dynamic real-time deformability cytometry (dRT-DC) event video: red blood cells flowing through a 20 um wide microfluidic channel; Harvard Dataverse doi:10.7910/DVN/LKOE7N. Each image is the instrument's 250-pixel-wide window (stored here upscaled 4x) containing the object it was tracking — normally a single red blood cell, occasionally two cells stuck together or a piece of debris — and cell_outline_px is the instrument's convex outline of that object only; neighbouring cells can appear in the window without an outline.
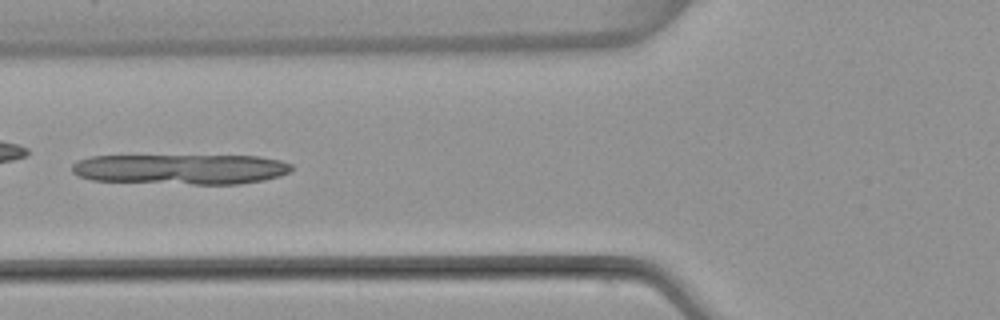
{"species": "common noctule bat (a hibernating species)", "species_latin": "Nyctalus noctula", "temperature_condition": "warm", "stored_images_in_passage": 5, "camera_frame_rate_fps": 3000, "um_per_image_px": 0.085, "animal": {"sex": "female", "body_mass_g": 22.7, "forearm_length_mm": 54.2}, "frame": {"image": 1, "passage_image": 5, "time_ms": 5.667, "image_size_px": [1000, 320], "cell_outline_px": [[292, 168], [288, 172], [280, 176], [264, 180], [240, 184], [192, 184], [92, 180], [80, 176], [72, 172], [72, 164], [76, 160], [88, 156], [260, 156], [280, 160], [292, 164]], "centroid_in_image_um": [15.38, 14.37], "position_along_channel_um": 110.4, "area_um2": 38.78}}